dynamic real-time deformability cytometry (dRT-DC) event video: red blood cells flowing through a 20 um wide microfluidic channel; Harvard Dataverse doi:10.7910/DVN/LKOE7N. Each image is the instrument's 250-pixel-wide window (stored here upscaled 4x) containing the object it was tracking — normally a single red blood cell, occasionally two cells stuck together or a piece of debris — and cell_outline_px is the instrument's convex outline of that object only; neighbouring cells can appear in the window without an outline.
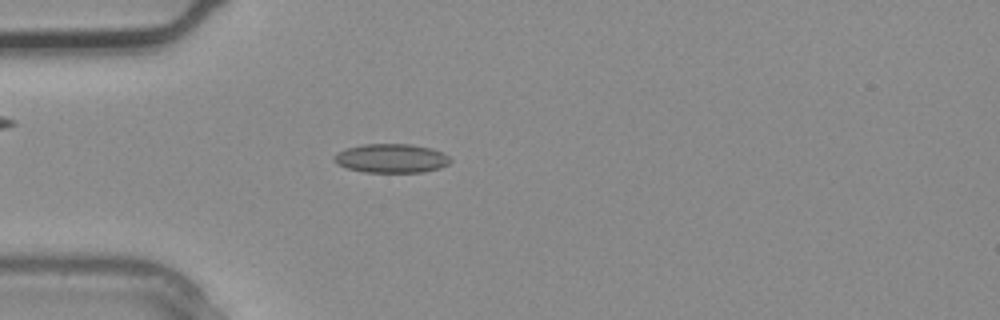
{"species": "common noctule bat (a hibernating species)", "species_latin": "Nyctalus noctula", "temperature_condition": "warm", "stored_images_in_passage": 2, "camera_frame_rate_fps": 3000, "um_per_image_px": 0.085, "animal": {"sex": "male", "body_mass_g": 20.4}, "frame": {"image": 1, "passage_image": 2, "time_ms": 0.333, "image_size_px": [1000, 320], "cell_outline_px": [[452, 160], [448, 164], [440, 168], [424, 172], [364, 172], [348, 168], [336, 164], [332, 160], [332, 156], [336, 152], [344, 148], [364, 144], [412, 144], [432, 148], [444, 152]], "centroid_in_image_um": [33.24, 13.45], "position_along_channel_um": 51.8, "area_um2": 19.94}}